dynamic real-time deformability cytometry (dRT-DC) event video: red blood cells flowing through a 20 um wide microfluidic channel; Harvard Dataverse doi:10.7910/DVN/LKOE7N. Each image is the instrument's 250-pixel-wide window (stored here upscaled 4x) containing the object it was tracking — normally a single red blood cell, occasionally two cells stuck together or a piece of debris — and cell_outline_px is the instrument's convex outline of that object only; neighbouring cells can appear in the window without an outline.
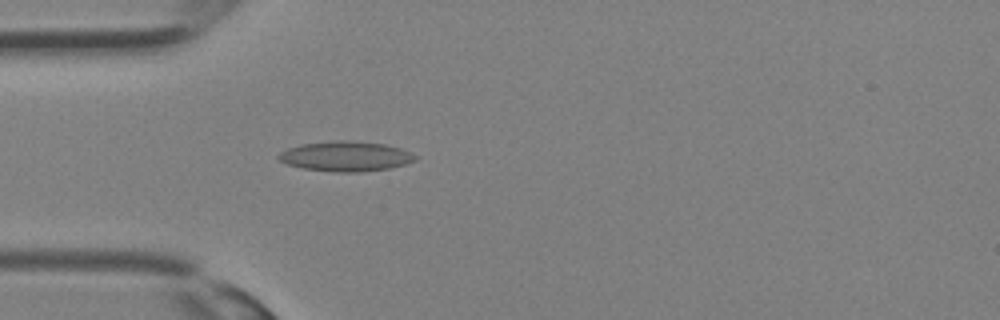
{"species": "Egyptian fruit bat (a non-hibernating species)", "species_latin": "Rousettus aegyptiacus", "temperature_condition": "room temperature", "stored_images_in_passage": 32, "camera_frame_rate_fps": 3000, "um_per_image_px": 0.085, "animal": {"sex": "female"}, "frame": {"image": 1, "passage_image": 9, "time_ms": 2.667, "image_size_px": [1000, 320], "cell_outline_px": [[416, 160], [404, 164], [388, 168], [356, 172], [336, 172], [304, 168], [288, 164], [280, 160], [276, 156], [280, 152], [288, 148], [300, 144], [336, 140], [352, 140], [384, 144], [400, 148], [416, 156]], "centroid_in_image_um": [29.35, 13.27], "position_along_channel_um": 55.6, "area_um2": 23.64}}
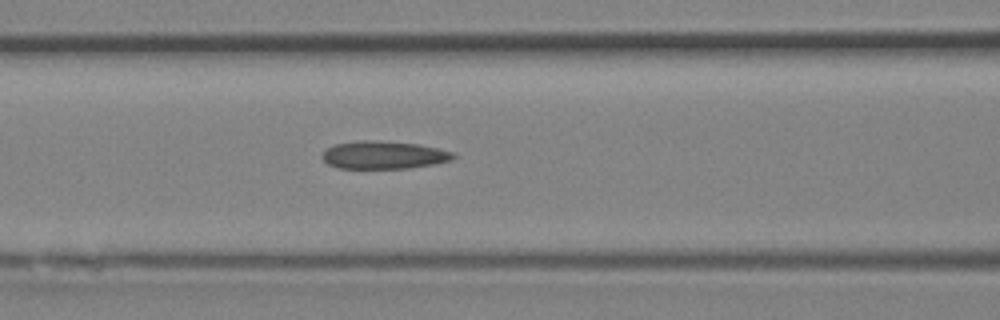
{"frame": {"image": 2, "passage_image": 13, "time_ms": 4.0, "image_size_px": [1000, 320], "cell_outline_px": [[456, 156], [452, 160], [436, 164], [408, 168], [340, 168], [328, 164], [320, 156], [328, 148], [336, 144], [364, 140], [372, 140], [420, 144], [456, 152]], "centroid_in_image_um": [32.68, 13.18], "position_along_channel_um": 133.9, "area_um2": 21.27}}
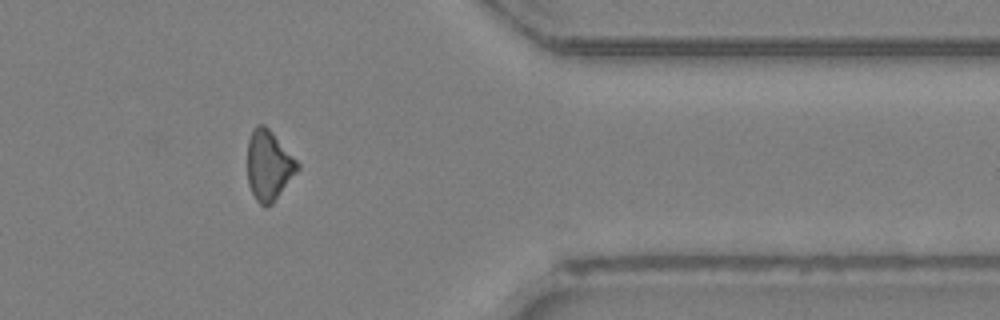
{"frame": {"image": 3, "passage_image": 26, "time_ms": 8.333, "image_size_px": [1000, 320], "cell_outline_px": [[300, 168], [272, 204], [260, 204], [256, 200], [248, 184], [248, 140], [252, 128], [256, 124], [264, 124], [272, 132], [300, 164]], "centroid_in_image_um": [22.84, 14.03], "position_along_channel_um": 388.6, "area_um2": 20.23}}